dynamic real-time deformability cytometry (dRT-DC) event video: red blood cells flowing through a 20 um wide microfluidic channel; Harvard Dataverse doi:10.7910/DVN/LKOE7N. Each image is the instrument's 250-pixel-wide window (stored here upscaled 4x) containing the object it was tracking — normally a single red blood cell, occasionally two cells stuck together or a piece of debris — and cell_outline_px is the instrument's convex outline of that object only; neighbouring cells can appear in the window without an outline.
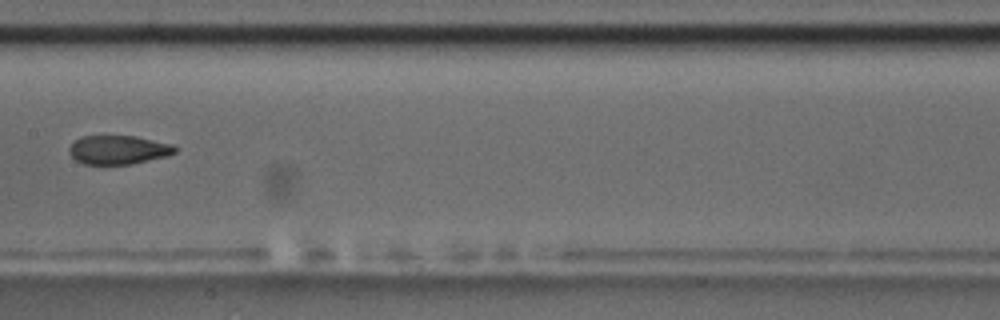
{"species": "common noctule bat (a hibernating species)", "species_latin": "Nyctalus noctula", "temperature_condition": "room temperature", "stored_images_in_passage": 8, "camera_frame_rate_fps": 3000, "um_per_image_px": 0.085, "animal": {"sex": "male", "body_mass_g": 17.5, "forearm_length_mm": 52.3}, "frame": {"image": 1, "passage_image": 8, "time_ms": 9.0, "image_size_px": [1000, 320], "cell_outline_px": [[180, 148], [176, 152], [168, 156], [132, 164], [84, 164], [76, 160], [68, 152], [68, 148], [80, 136], [104, 132], [136, 136], [172, 144]], "centroid_in_image_um": [10.05, 12.68], "position_along_channel_um": 197.4, "area_um2": 18.73}}